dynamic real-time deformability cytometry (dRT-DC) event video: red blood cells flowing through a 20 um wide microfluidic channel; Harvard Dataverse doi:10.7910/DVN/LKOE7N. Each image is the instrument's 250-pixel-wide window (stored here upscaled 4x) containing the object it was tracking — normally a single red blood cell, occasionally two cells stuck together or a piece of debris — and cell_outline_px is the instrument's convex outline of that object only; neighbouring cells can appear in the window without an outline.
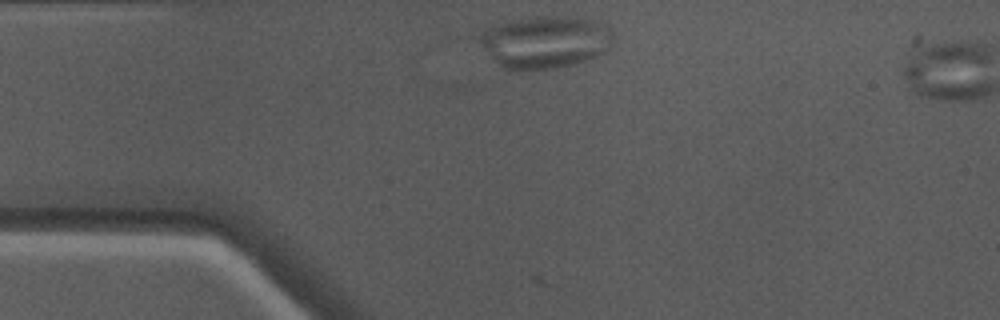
{"species": "Egyptian fruit bat (a non-hibernating species)", "species_latin": "Rousettus aegyptiacus", "temperature_condition": "warm", "stored_images_in_passage": 3, "segment_of_instrument_passage": [1, 2], "camera_frame_rate_fps": 3000, "um_per_image_px": 0.085, "animal": {"sex": "male"}, "frame": {"image": 1, "passage_image": 1, "time_ms": 0.0, "image_size_px": [1000, 320], "cell_outline_px": [[616, 40], [608, 52], [572, 64], [552, 68], [508, 72], [500, 68], [480, 44], [480, 36], [488, 24], [504, 20], [544, 16], [564, 16], [592, 20], [608, 24], [616, 32]], "centroid_in_image_um": [46.36, 3.56], "position_along_channel_um": 38.6, "area_um2": 42.08}}